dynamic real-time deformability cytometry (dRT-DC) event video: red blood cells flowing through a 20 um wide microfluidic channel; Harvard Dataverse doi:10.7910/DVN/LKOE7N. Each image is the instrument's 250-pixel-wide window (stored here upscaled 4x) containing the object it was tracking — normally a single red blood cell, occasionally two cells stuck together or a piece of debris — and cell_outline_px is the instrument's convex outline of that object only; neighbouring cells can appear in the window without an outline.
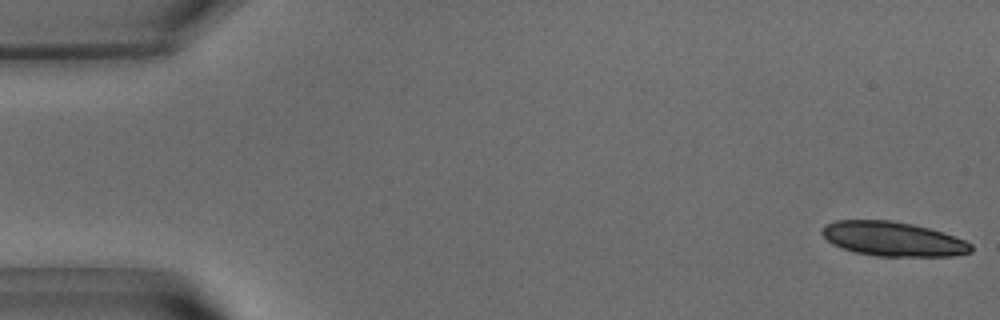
{"species": "common noctule bat (a hibernating species)", "species_latin": "Nyctalus noctula", "temperature_condition": "warm", "stored_images_in_passage": 10, "camera_frame_rate_fps": 3000, "um_per_image_px": 0.085, "animal": {"sex": "male", "body_mass_g": 15.6}, "frame": {"image": 1, "passage_image": 1, "time_ms": 0.0, "image_size_px": [1000, 320], "cell_outline_px": [[968, 248], [964, 252], [868, 252], [852, 248], [840, 244], [836, 240], [860, 224], [900, 224], [920, 228], [936, 232], [948, 236], [968, 244]], "centroid_in_image_um": [76.44, 20.37], "position_along_channel_um": 8.6, "area_um2": 20.06}}